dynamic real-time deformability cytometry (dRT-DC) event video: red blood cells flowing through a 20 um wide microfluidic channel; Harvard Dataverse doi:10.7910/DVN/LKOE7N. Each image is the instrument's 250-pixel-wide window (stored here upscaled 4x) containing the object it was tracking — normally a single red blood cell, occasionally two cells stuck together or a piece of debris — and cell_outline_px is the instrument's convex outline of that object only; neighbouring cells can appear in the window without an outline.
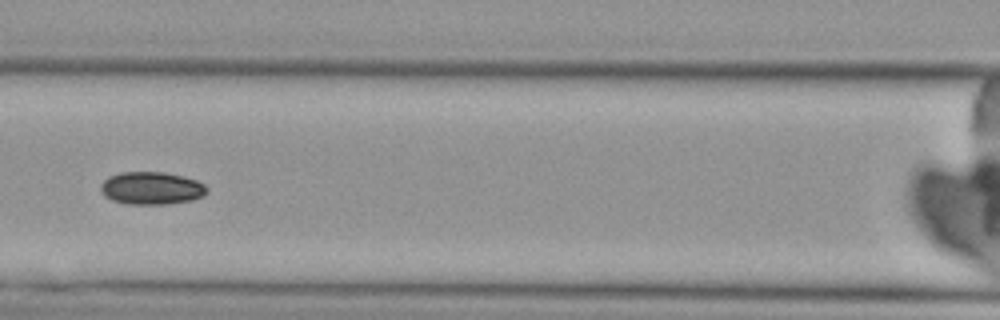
{"species": "Egyptian fruit bat (a non-hibernating species)", "species_latin": "Rousettus aegyptiacus", "temperature_condition": "cold", "stored_images_in_passage": 7, "camera_frame_rate_fps": 3000, "um_per_image_px": 0.085, "animal": {"sex": "female"}, "frame": {"image": 1, "passage_image": 7, "time_ms": 8.0, "image_size_px": [1000, 320], "cell_outline_px": [[208, 192], [204, 196], [192, 200], [164, 204], [128, 204], [112, 200], [104, 196], [100, 188], [100, 184], [108, 176], [120, 172], [164, 172], [184, 176], [196, 180], [204, 184], [208, 188]], "centroid_in_image_um": [12.88, 15.99], "position_along_channel_um": 153.7, "area_um2": 20.4}}